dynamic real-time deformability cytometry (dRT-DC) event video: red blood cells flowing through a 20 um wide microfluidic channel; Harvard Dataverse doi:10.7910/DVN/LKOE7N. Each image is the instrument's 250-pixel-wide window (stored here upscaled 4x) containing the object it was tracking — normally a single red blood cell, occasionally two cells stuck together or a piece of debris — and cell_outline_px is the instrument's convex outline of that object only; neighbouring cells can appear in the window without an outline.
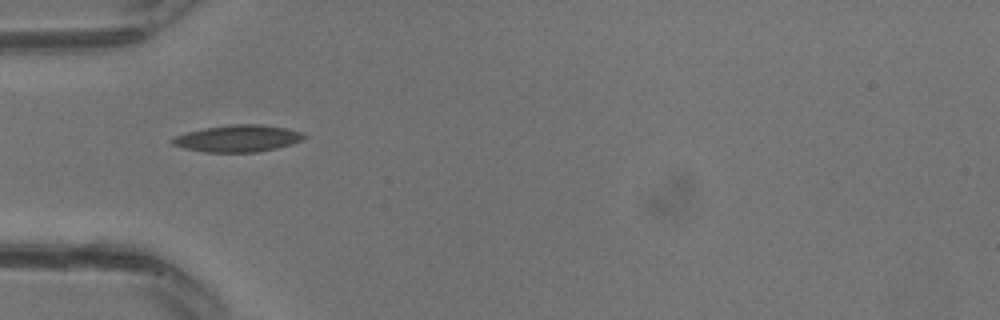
{"species": "common noctule bat (a hibernating species)", "species_latin": "Nyctalus noctula", "temperature_condition": "warm", "stored_images_in_passage": 10, "camera_frame_rate_fps": 3000, "um_per_image_px": 0.085, "animal": {"sex": "male", "body_mass_g": 13.3}, "frame": {"image": 1, "passage_image": 1, "time_ms": 0.0, "image_size_px": [1000, 320], "cell_outline_px": [[308, 136], [304, 140], [292, 144], [260, 152], [204, 152], [184, 148], [172, 144], [168, 140], [176, 136], [188, 132], [204, 128], [232, 124], [260, 124], [288, 128], [304, 132]], "centroid_in_image_um": [20.27, 11.76], "position_along_channel_um": 64.7, "area_um2": 20.87}}
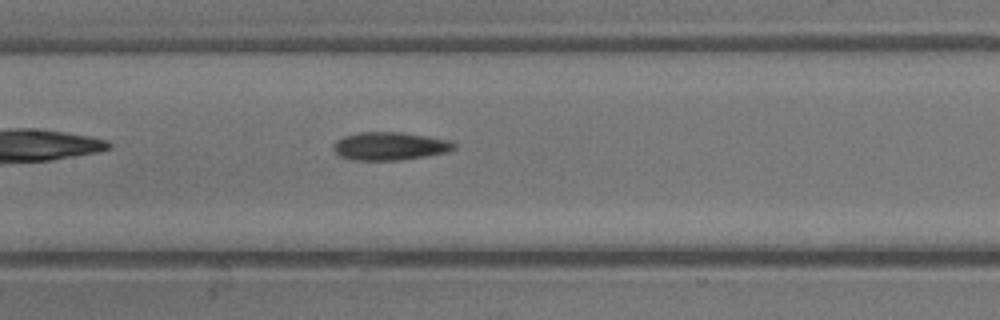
{"frame": {"image": 2, "passage_image": 6, "time_ms": 1.667, "image_size_px": [1000, 320], "cell_outline_px": [[456, 148], [448, 152], [400, 160], [352, 160], [340, 156], [332, 148], [332, 144], [336, 140], [344, 136], [360, 132], [400, 132], [456, 140]], "centroid_in_image_um": [33.17, 12.41], "position_along_channel_um": 174.2, "area_um2": 20.0}}
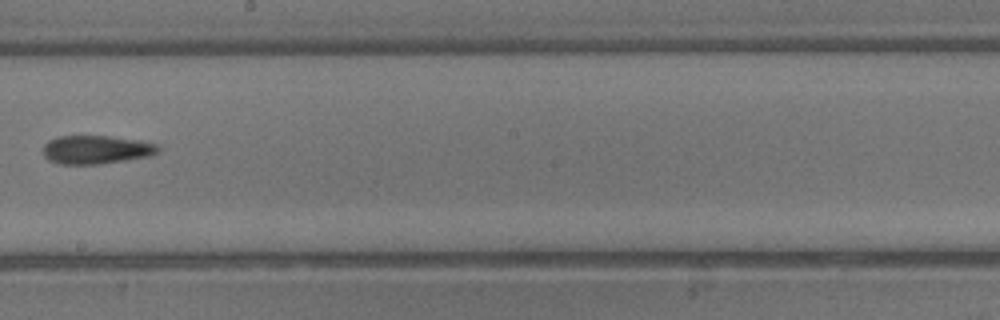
{"frame": {"image": 3, "passage_image": 9, "time_ms": 2.667, "image_size_px": [1000, 320], "cell_outline_px": [[160, 148], [156, 152], [148, 156], [100, 164], [60, 164], [48, 160], [44, 156], [44, 144], [48, 140], [56, 136], [108, 136], [140, 140], [160, 144]], "centroid_in_image_um": [8.16, 12.71], "position_along_channel_um": 240.0, "area_um2": 19.13}}